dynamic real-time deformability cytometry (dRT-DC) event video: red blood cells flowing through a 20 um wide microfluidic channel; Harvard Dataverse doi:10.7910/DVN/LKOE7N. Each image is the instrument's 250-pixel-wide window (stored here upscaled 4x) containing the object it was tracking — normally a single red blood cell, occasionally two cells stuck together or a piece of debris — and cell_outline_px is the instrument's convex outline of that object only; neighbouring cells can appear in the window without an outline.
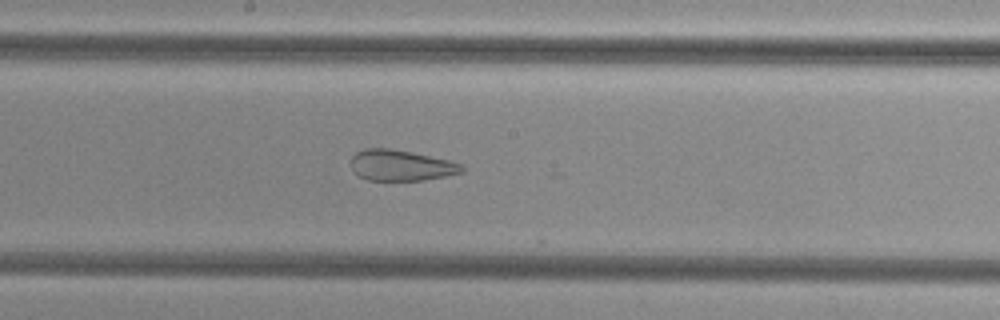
{"species": "common noctule bat (a hibernating species)", "species_latin": "Nyctalus noctula", "temperature_condition": "cold", "stored_images_in_passage": 40, "camera_frame_rate_fps": 3000, "um_per_image_px": 0.085, "animal": {"sex": "female", "body_mass_g": 29.2, "forearm_length_mm": 56.3}, "frame": {"image": 1, "passage_image": 17, "time_ms": 5.333, "image_size_px": [1000, 320], "cell_outline_px": [[464, 172], [444, 176], [420, 180], [368, 180], [360, 176], [352, 168], [352, 156], [356, 152], [364, 148], [388, 148], [448, 160], [460, 164], [464, 168]], "centroid_in_image_um": [34.06, 14.05], "position_along_channel_um": 214.1, "area_um2": 19.48}}
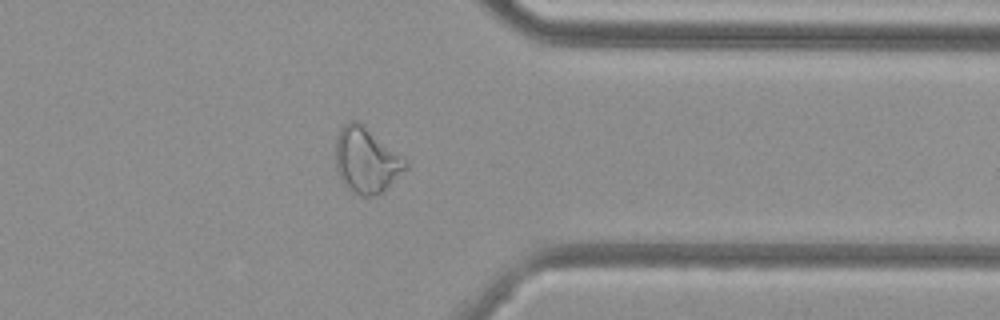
{"frame": {"image": 2, "passage_image": 30, "time_ms": 9.667, "image_size_px": [1000, 320], "cell_outline_px": [[408, 168], [376, 196], [360, 196], [352, 192], [340, 180], [336, 168], [336, 140], [340, 128], [348, 120], [356, 120], [364, 124], [408, 160]], "centroid_in_image_um": [31.14, 13.6], "position_along_channel_um": 380.3, "area_um2": 26.93}}
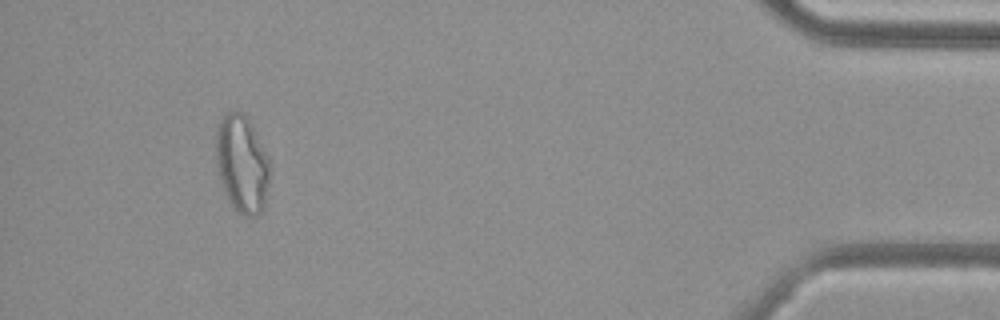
{"frame": {"image": 3, "passage_image": 37, "time_ms": 12.0, "image_size_px": [1000, 320], "cell_outline_px": [[272, 168], [264, 208], [256, 216], [244, 216], [236, 212], [228, 200], [224, 192], [216, 172], [216, 128], [224, 112], [244, 112], [252, 124], [268, 156]], "centroid_in_image_um": [20.57, 13.94], "position_along_channel_um": 414.6, "area_um2": 31.5}}